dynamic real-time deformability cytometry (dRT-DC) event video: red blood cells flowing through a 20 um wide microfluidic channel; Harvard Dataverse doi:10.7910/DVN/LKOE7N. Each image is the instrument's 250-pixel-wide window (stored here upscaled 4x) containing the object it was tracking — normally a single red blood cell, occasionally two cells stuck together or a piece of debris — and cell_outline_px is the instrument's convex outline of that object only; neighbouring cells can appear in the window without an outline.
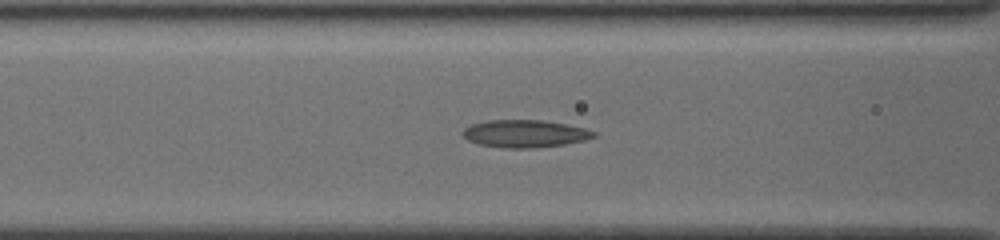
{"species": "common noctule bat (a hibernating species)", "species_latin": "Nyctalus noctula", "temperature_condition": "cold", "stored_images_in_passage": 23, "camera_frame_rate_fps": 3000, "um_per_image_px": 0.085, "animal": {"sex": "female", "body_mass_g": 19.5, "forearm_length_mm": 54.1}, "frame": {"image": 1, "passage_image": 11, "time_ms": 3.333, "image_size_px": [1000, 240], "cell_outline_px": [[596, 136], [584, 140], [564, 144], [536, 148], [504, 148], [480, 144], [468, 140], [464, 136], [464, 128], [472, 124], [488, 120], [544, 120], [584, 128], [596, 132]], "centroid_in_image_um": [44.62, 11.36], "position_along_channel_um": 122.0, "area_um2": 20.81}}
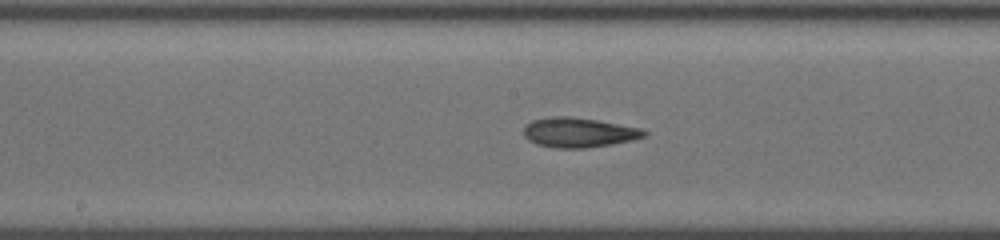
{"frame": {"image": 2, "passage_image": 17, "time_ms": 5.333, "image_size_px": [1000, 240], "cell_outline_px": [[648, 136], [632, 140], [612, 144], [588, 148], [552, 148], [536, 144], [528, 140], [524, 136], [524, 128], [532, 120], [560, 116], [568, 116], [596, 120], [640, 128], [648, 132]], "centroid_in_image_um": [49.21, 11.28], "position_along_channel_um": 199.0, "area_um2": 20.81}}
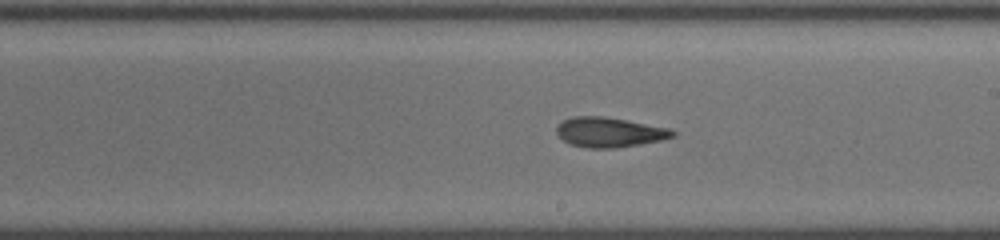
{"frame": {"image": 3, "passage_image": 20, "time_ms": 6.333, "image_size_px": [1000, 240], "cell_outline_px": [[676, 136], [660, 140], [640, 144], [616, 148], [588, 148], [568, 144], [556, 132], [556, 128], [564, 120], [576, 116], [600, 116], [624, 120], [668, 128], [676, 132]], "centroid_in_image_um": [51.79, 11.25], "position_along_channel_um": 237.2, "area_um2": 19.88}}